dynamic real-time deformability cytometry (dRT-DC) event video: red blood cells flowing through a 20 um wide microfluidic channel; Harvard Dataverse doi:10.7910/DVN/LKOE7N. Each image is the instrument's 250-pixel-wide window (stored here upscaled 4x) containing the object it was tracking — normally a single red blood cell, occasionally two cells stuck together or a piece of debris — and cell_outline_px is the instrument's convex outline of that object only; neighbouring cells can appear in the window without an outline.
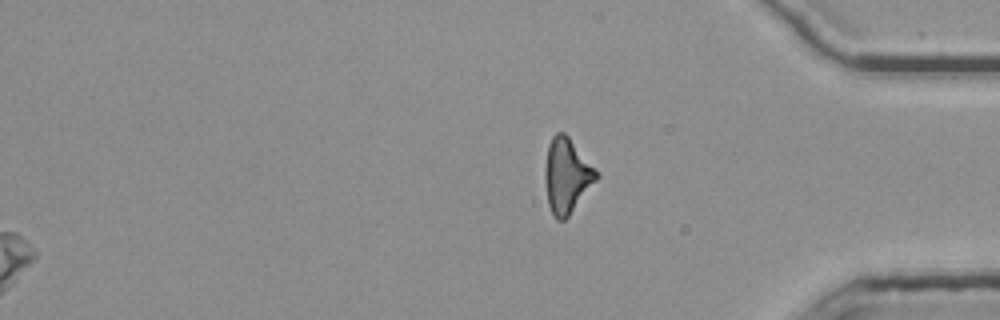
{"species": "common noctule bat (a hibernating species)", "species_latin": "Nyctalus noctula", "temperature_condition": "room temperature", "stored_images_in_passage": 44, "segment_of_instrument_passage": [2, 2], "camera_frame_rate_fps": 3000, "um_per_image_px": 0.085, "animal": {"sex": "female", "body_mass_g": 25.1}, "frame": {"image": 1, "passage_image": 44, "time_ms": 14.333, "image_size_px": [1000, 320], "cell_outline_px": [[600, 176], [568, 216], [564, 220], [556, 220], [552, 216], [548, 204], [544, 180], [544, 168], [548, 144], [552, 136], [556, 132], [564, 132], [568, 136], [600, 172]], "centroid_in_image_um": [48.17, 14.92], "position_along_channel_um": 387.0, "area_um2": 22.72}}